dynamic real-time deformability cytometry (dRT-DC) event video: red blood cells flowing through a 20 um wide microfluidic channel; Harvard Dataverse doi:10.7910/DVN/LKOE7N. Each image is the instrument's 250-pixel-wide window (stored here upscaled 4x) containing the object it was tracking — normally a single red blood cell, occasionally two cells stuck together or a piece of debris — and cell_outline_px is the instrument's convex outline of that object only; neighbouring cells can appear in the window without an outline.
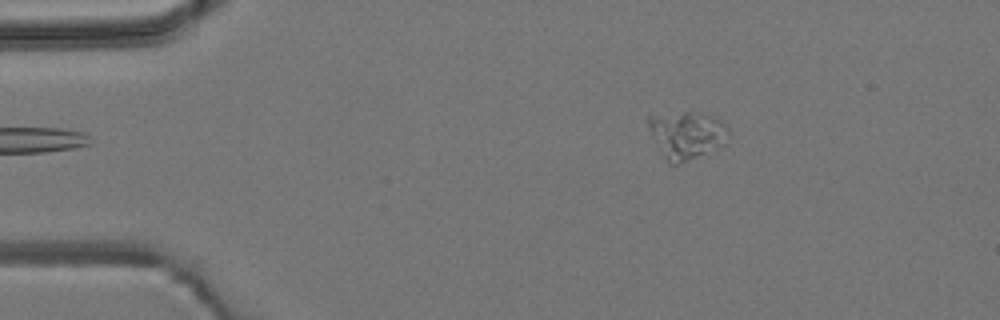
{"species": "common noctule bat (a hibernating species)", "species_latin": "Nyctalus noctula", "temperature_condition": "room temperature", "stored_images_in_passage": 2, "camera_frame_rate_fps": 3000, "um_per_image_px": 0.085, "animal": {"sex": "male", "body_mass_g": 19.2, "forearm_length_mm": 51.8}, "frame": {"image": 1, "passage_image": 2, "time_ms": 1.333, "image_size_px": [1000, 320], "cell_outline_px": [[728, 132], [720, 144], [680, 164], [672, 164], [664, 156], [648, 124], [648, 116], [684, 112], [700, 112], [712, 116], [720, 120], [728, 128]], "centroid_in_image_um": [58.34, 11.42], "position_along_channel_um": 26.7, "area_um2": 20.92}}